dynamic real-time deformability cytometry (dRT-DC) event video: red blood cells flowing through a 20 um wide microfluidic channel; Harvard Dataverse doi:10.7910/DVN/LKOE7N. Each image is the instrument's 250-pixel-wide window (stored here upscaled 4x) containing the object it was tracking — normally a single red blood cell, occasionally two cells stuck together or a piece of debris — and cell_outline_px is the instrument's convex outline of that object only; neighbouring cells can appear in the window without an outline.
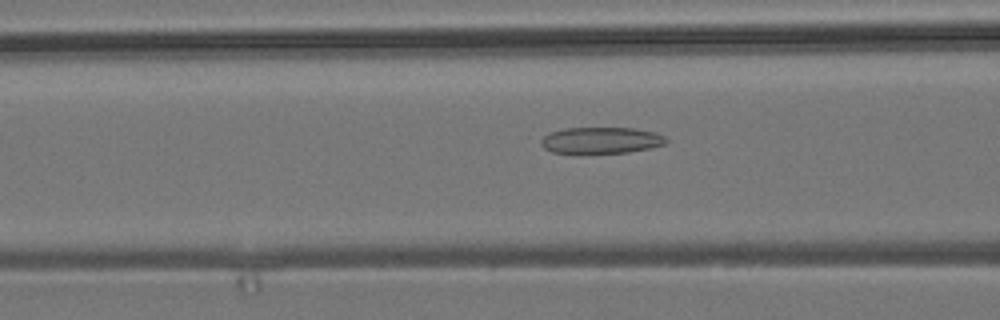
{"species": "common noctule bat (a hibernating species)", "species_latin": "Nyctalus noctula", "temperature_condition": "room temperature", "stored_images_in_passage": 31, "camera_frame_rate_fps": 3000, "um_per_image_px": 0.085, "animal": {"sex": "male", "body_mass_g": 19.2, "forearm_length_mm": 51.8}, "frame": {"image": 1, "passage_image": 5, "time_ms": 1.333, "image_size_px": [1000, 320], "cell_outline_px": [[668, 144], [628, 152], [552, 152], [544, 148], [540, 144], [540, 140], [548, 132], [564, 128], [636, 128], [656, 132], [664, 136], [668, 140]], "centroid_in_image_um": [51.11, 11.9], "position_along_channel_um": 115.5, "area_um2": 19.13}}
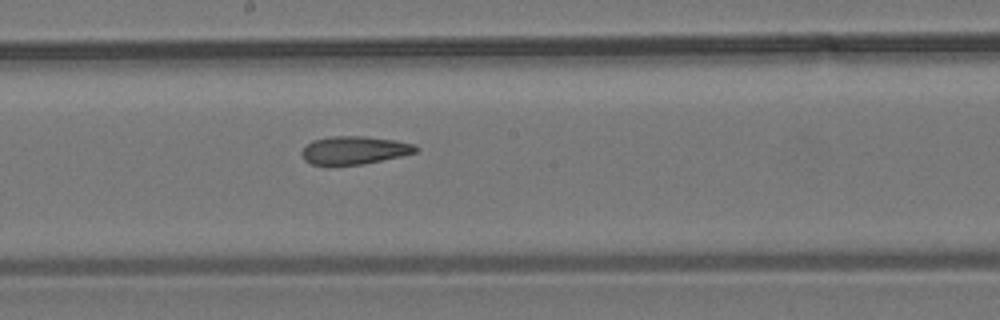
{"frame": {"image": 2, "passage_image": 13, "time_ms": 4.0, "image_size_px": [1000, 320], "cell_outline_px": [[420, 148], [416, 152], [400, 156], [364, 164], [312, 164], [304, 160], [300, 152], [312, 140], [332, 136], [364, 136], [396, 140], [416, 144]], "centroid_in_image_um": [30.15, 12.75], "position_along_channel_um": 218.1, "area_um2": 18.55}}
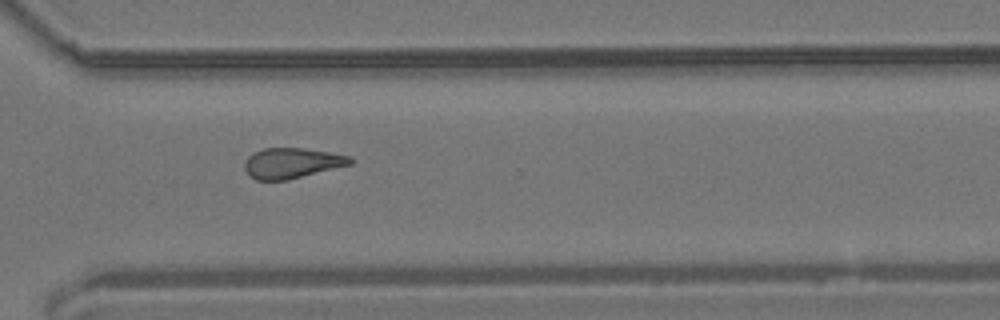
{"frame": {"image": 3, "passage_image": 23, "time_ms": 7.333, "image_size_px": [1000, 320], "cell_outline_px": [[352, 164], [288, 180], [256, 180], [248, 176], [244, 168], [244, 164], [248, 156], [252, 152], [264, 148], [304, 148], [352, 156]], "centroid_in_image_um": [24.78, 13.86], "position_along_channel_um": 345.8, "area_um2": 18.84}, "authors_computed_cell_mechanics": {"area_um2": 18.8428, "velocity_mm_per_s": 3.8445, "shape_relaxation_time_tau1_ms": null, "shape_relaxation_time_tau2_ms": 3.4378, "deformation_change_tau1": null, "deformation_change_tau2": 0.1234}}